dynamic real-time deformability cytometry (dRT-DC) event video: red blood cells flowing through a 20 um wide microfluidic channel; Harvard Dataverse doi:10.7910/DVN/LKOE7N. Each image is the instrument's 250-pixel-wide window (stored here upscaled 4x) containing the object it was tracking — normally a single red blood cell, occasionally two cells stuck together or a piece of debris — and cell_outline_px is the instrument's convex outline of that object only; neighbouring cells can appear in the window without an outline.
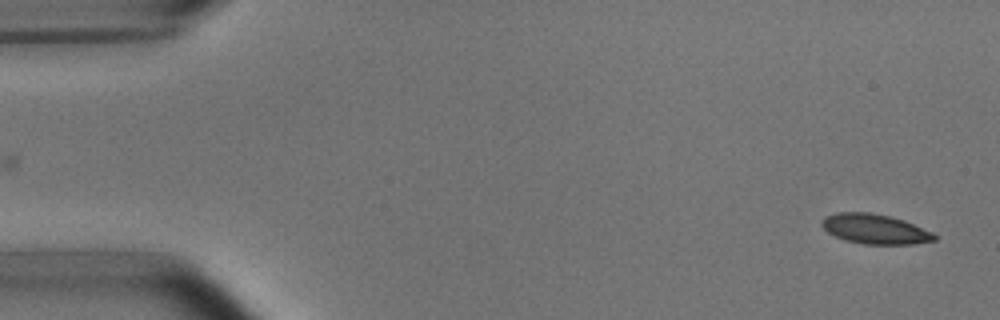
{"species": "common noctule bat (a hibernating species)", "species_latin": "Nyctalus noctula", "temperature_condition": "room temperature", "stored_images_in_passage": 5, "segment_of_instrument_passage": [2, 2], "camera_frame_rate_fps": 3000, "um_per_image_px": 0.085, "animal": {"sex": "male", "body_mass_g": 15.6}, "frame": {"image": 1, "passage_image": 5, "time_ms": 4.667, "image_size_px": [1000, 320], "cell_outline_px": [[936, 240], [912, 244], [864, 244], [844, 240], [828, 232], [820, 224], [820, 220], [824, 216], [836, 212], [868, 212], [888, 216], [904, 220], [932, 232], [936, 236]], "centroid_in_image_um": [74.33, 19.46], "position_along_channel_um": 10.7, "area_um2": 19.54}}